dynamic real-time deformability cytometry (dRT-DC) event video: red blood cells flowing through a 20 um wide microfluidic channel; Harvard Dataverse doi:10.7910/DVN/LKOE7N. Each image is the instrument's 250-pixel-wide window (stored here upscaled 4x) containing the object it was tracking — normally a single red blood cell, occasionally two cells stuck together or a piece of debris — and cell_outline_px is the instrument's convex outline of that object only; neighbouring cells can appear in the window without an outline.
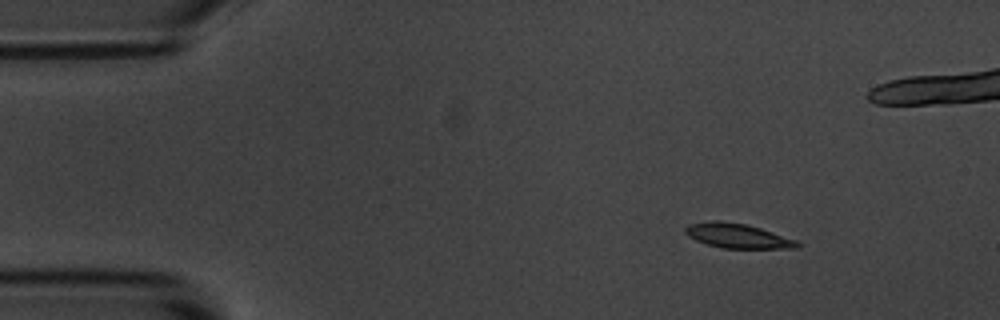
{"species": "common noctule bat (a hibernating species)", "species_latin": "Nyctalus noctula", "temperature_condition": "room temperature", "stored_images_in_passage": 7, "camera_frame_rate_fps": 3000, "um_per_image_px": 0.085, "animal": {"sex": "male", "body_mass_g": 20.1, "forearm_length_mm": 53.5}, "frame": {"image": 1, "passage_image": 2, "time_ms": 1.333, "image_size_px": [1000, 320], "cell_outline_px": [[800, 248], [720, 248], [696, 240], [688, 236], [684, 232], [684, 228], [688, 224], [708, 220], [720, 220], [748, 224], [796, 240], [800, 244]], "centroid_in_image_um": [62.65, 20.03], "position_along_channel_um": 22.4, "area_um2": 16.13}}
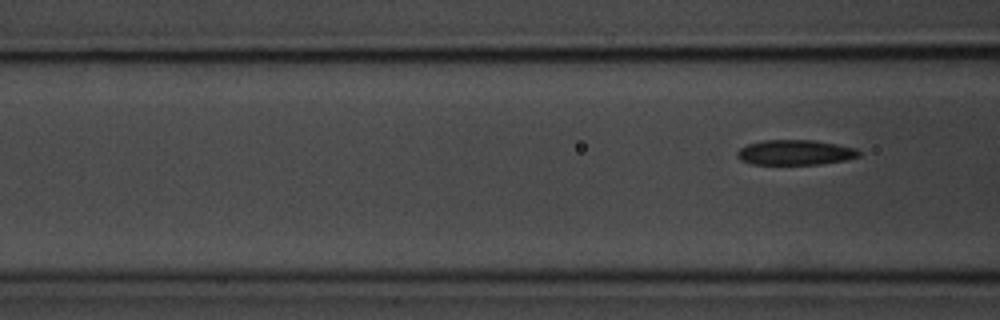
{"frame": {"image": 2, "passage_image": 7, "time_ms": 7.667, "image_size_px": [1000, 320], "cell_outline_px": [[860, 156], [844, 160], [820, 164], [752, 164], [740, 160], [736, 156], [736, 152], [740, 148], [748, 144], [764, 140], [812, 140], [836, 144], [856, 148], [860, 152]], "centroid_in_image_um": [67.57, 12.96], "position_along_channel_um": 99.0, "area_um2": 17.74}}